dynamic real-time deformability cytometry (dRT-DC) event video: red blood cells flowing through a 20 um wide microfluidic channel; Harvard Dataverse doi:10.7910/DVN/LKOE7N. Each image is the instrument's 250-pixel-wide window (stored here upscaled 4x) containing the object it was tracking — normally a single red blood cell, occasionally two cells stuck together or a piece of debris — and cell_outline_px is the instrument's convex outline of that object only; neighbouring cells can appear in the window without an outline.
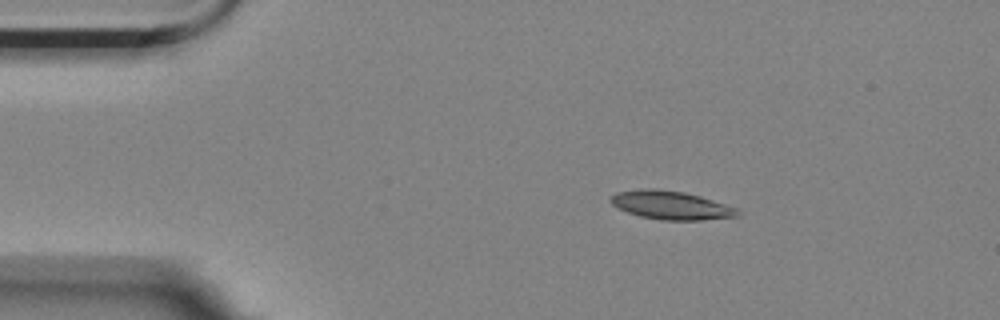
{"species": "Egyptian fruit bat (a non-hibernating species)", "species_latin": "Rousettus aegyptiacus", "temperature_condition": "room temperature", "stored_images_in_passage": 16, "camera_frame_rate_fps": 3000, "um_per_image_px": 0.085, "animal": {"sex": "female"}, "frame": {"image": 1, "passage_image": 1, "time_ms": 0.0, "image_size_px": [1000, 320], "cell_outline_px": [[740, 212], [736, 216], [704, 220], [664, 220], [640, 216], [628, 212], [612, 204], [608, 200], [616, 192], [644, 188], [656, 188], [684, 192], [700, 196], [736, 208]], "centroid_in_image_um": [57.0, 17.43], "position_along_channel_um": 28.0, "area_um2": 20.87}}
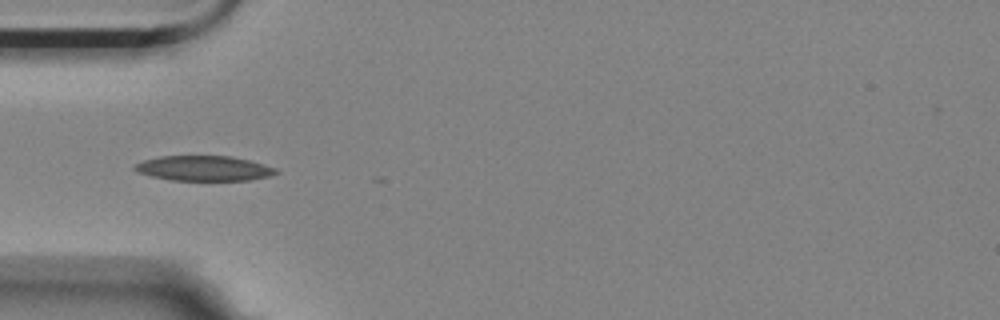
{"frame": {"image": 2, "passage_image": 9, "time_ms": 2.667, "image_size_px": [1000, 320], "cell_outline_px": [[280, 172], [268, 176], [248, 180], [168, 180], [136, 172], [132, 168], [136, 164], [144, 160], [160, 156], [232, 156], [248, 160], [276, 168]], "centroid_in_image_um": [17.3, 14.31], "position_along_channel_um": 67.7, "area_um2": 20.52}}
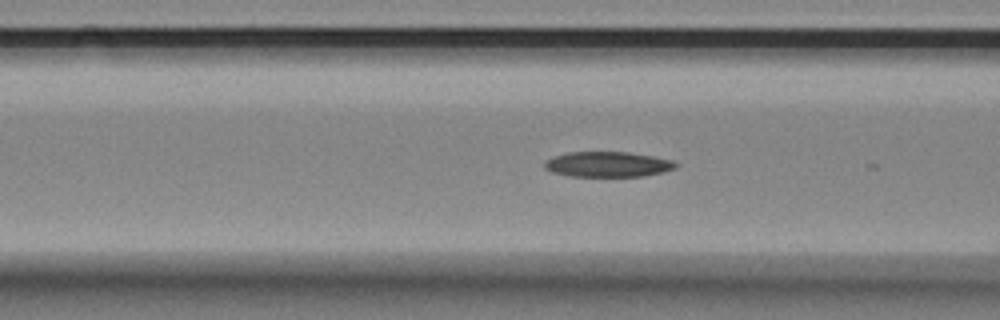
{"frame": {"image": 3, "passage_image": 13, "time_ms": 4.0, "image_size_px": [1000, 320], "cell_outline_px": [[680, 164], [676, 168], [664, 172], [644, 176], [572, 176], [552, 172], [544, 168], [544, 160], [552, 156], [568, 152], [628, 152], [652, 156], [672, 160]], "centroid_in_image_um": [51.66, 13.96], "position_along_channel_um": 114.9, "area_um2": 19.48}}